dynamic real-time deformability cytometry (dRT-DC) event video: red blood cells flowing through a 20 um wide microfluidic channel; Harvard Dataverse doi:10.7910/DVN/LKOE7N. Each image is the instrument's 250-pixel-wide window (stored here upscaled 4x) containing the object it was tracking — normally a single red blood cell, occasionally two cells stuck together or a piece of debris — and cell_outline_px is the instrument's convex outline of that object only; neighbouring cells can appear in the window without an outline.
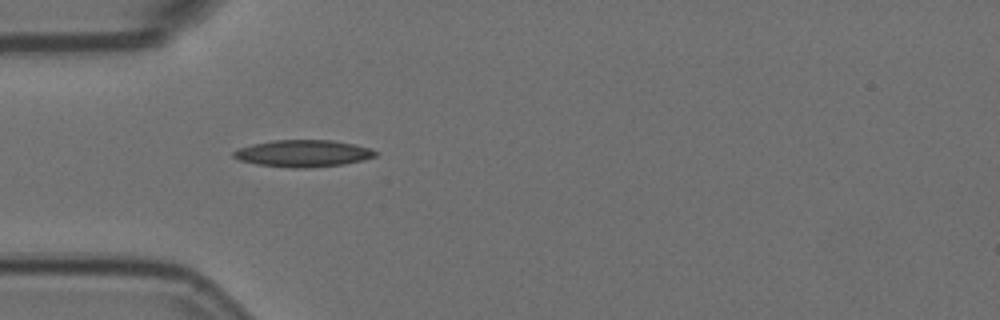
{"species": "Egyptian fruit bat (a non-hibernating species)", "species_latin": "Rousettus aegyptiacus", "temperature_condition": "room temperature", "stored_images_in_passage": 5, "camera_frame_rate_fps": 3000, "um_per_image_px": 0.085, "animal": {"sex": "female"}, "frame": {"image": 1, "passage_image": 5, "time_ms": 1.333, "image_size_px": [1000, 320], "cell_outline_px": [[376, 156], [364, 160], [344, 164], [308, 168], [292, 168], [256, 164], [240, 160], [232, 156], [232, 152], [240, 148], [252, 144], [272, 140], [332, 140], [352, 144], [368, 148], [376, 152]], "centroid_in_image_um": [25.74, 13.04], "position_along_channel_um": 59.3, "area_um2": 22.14}}